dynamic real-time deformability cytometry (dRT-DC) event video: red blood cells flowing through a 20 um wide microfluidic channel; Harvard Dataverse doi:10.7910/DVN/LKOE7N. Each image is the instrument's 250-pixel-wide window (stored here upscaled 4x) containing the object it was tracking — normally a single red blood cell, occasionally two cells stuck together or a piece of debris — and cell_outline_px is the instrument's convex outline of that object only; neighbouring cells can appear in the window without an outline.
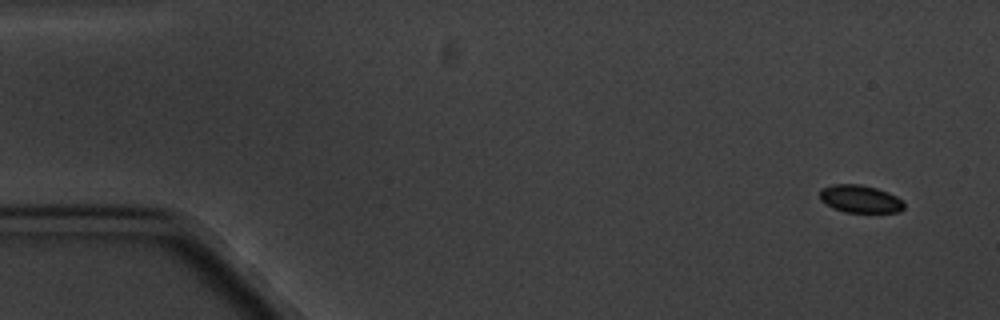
{"species": "common noctule bat (a hibernating species)", "species_latin": "Nyctalus noctula", "temperature_condition": "cold", "stored_images_in_passage": 5, "camera_frame_rate_fps": 3000, "um_per_image_px": 0.085, "animal": {"sex": "male", "body_mass_g": 20.1, "forearm_length_mm": 53.5}, "frame": {"image": 1, "passage_image": 1, "time_ms": 0.0, "image_size_px": [1000, 320], "cell_outline_px": [[904, 208], [900, 212], [844, 212], [832, 208], [820, 200], [820, 188], [832, 184], [860, 184], [876, 188], [888, 192], [904, 200]], "centroid_in_image_um": [73.1, 16.9], "position_along_channel_um": 11.9, "area_um2": 13.76}}
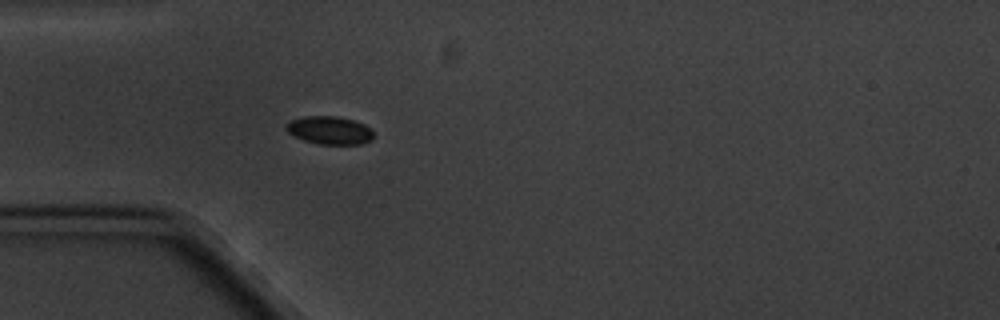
{"frame": {"image": 2, "passage_image": 5, "time_ms": 4.667, "image_size_px": [1000, 320], "cell_outline_px": [[372, 140], [360, 144], [320, 144], [304, 140], [288, 132], [284, 128], [292, 120], [304, 116], [336, 116], [352, 120], [364, 124], [372, 132]], "centroid_in_image_um": [28.01, 11.07], "position_along_channel_um": 57.0, "area_um2": 13.99}}